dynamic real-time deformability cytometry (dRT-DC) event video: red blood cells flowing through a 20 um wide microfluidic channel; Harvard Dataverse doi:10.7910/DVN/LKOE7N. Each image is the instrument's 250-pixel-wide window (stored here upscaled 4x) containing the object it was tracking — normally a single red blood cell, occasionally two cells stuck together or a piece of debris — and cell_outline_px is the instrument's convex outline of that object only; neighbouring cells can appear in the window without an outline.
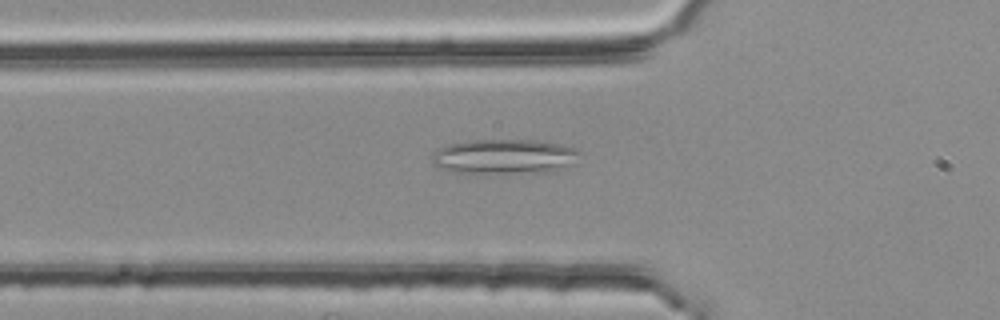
{"species": "common noctule bat (a hibernating species)", "species_latin": "Nyctalus noctula", "temperature_condition": "room temperature", "stored_images_in_passage": 39, "camera_frame_rate_fps": 3000, "um_per_image_px": 0.085, "animal": {"sex": "female", "body_mass_g": 25.1}, "frame": {"image": 1, "passage_image": 19, "time_ms": 6.0, "image_size_px": [1000, 320], "cell_outline_px": [[576, 152], [572, 164], [552, 172], [448, 172], [436, 168], [432, 164], [432, 152], [436, 148], [448, 144], [472, 140], [532, 140], [560, 144], [576, 148]], "centroid_in_image_um": [42.74, 13.3], "position_along_channel_um": 83.1, "area_um2": 29.71}}
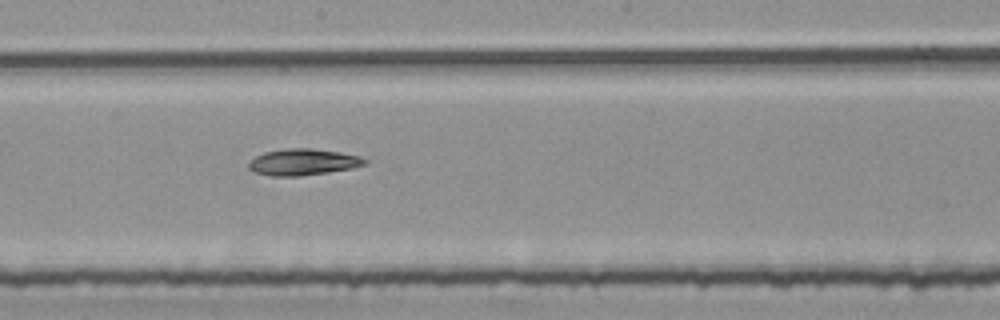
{"frame": {"image": 2, "passage_image": 30, "time_ms": 9.667, "image_size_px": [1000, 320], "cell_outline_px": [[368, 164], [352, 168], [328, 172], [300, 176], [268, 176], [256, 172], [248, 168], [248, 164], [256, 156], [264, 152], [284, 148], [312, 148], [340, 152], [360, 156], [368, 160]], "centroid_in_image_um": [25.78, 13.77], "position_along_channel_um": 222.4, "area_um2": 17.98}}
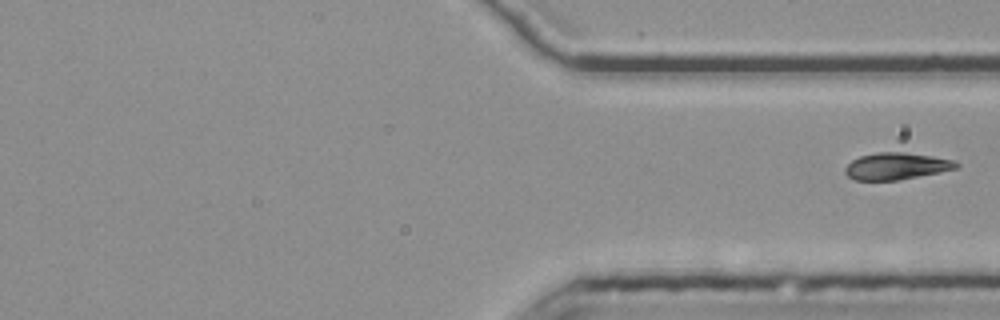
{"frame": {"image": 3, "passage_image": 39, "time_ms": 12.667, "image_size_px": [1000, 320], "cell_outline_px": [[960, 164], [956, 168], [940, 172], [900, 180], [856, 180], [848, 176], [844, 172], [844, 168], [852, 160], [860, 156], [876, 152], [904, 152], [952, 160]], "centroid_in_image_um": [76.15, 14.13], "position_along_channel_um": 335.3, "area_um2": 17.22}}